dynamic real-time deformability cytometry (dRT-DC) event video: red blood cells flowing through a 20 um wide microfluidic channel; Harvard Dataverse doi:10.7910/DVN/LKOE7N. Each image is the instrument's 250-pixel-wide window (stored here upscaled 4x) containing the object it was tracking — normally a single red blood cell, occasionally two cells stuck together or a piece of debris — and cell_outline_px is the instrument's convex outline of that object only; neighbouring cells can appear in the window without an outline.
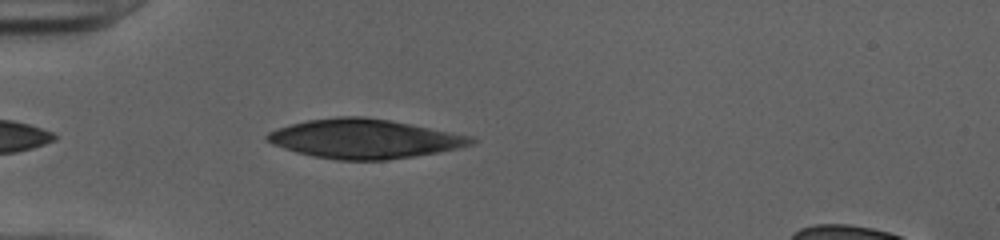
{"species": "human", "species_latin": "Homo sapiens", "temperature_condition": "cold", "stored_images_in_passage": 36, "camera_frame_rate_fps": 3000, "um_per_image_px": 0.085, "donor": {"sex": "female"}, "frame": {"image": 1, "passage_image": 3, "time_ms": 0.667, "image_size_px": [1000, 240], "cell_outline_px": [[476, 140], [472, 144], [456, 148], [436, 152], [388, 160], [336, 160], [312, 156], [296, 152], [272, 144], [264, 136], [268, 132], [276, 128], [308, 120], [336, 116], [364, 116], [388, 120], [472, 136]], "centroid_in_image_um": [30.91, 11.79], "position_along_channel_um": 54.1, "area_um2": 46.3}}
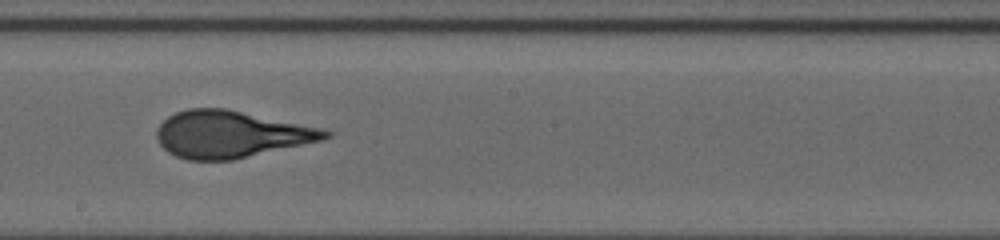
{"frame": {"image": 2, "passage_image": 17, "time_ms": 5.333, "image_size_px": [1000, 240], "cell_outline_px": [[336, 132], [332, 136], [324, 140], [232, 160], [188, 160], [176, 156], [168, 152], [160, 144], [156, 136], [156, 128], [168, 116], [176, 112], [188, 108], [224, 108], [324, 128]], "centroid_in_image_um": [19.66, 11.41], "position_along_channel_um": 228.5, "area_um2": 46.3}}
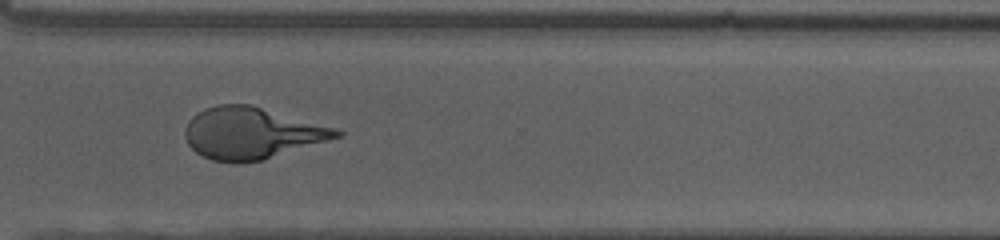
{"frame": {"image": 3, "passage_image": 26, "time_ms": 8.333, "image_size_px": [1000, 240], "cell_outline_px": [[344, 132], [340, 136], [328, 140], [264, 160], [240, 164], [236, 164], [212, 160], [196, 152], [188, 144], [184, 136], [184, 128], [188, 120], [192, 116], [204, 108], [220, 104], [252, 104], [332, 128]], "centroid_in_image_um": [21.31, 11.33], "position_along_channel_um": 349.3, "area_um2": 45.43}, "authors_computed_cell_mechanics": {"area_um2": 46.24, "velocity_mm_per_s": 4.021, "shape_relaxation_time_tau1_ms": 4.7663, "shape_relaxation_time_tau2_ms": 0.7067, "deformation_change_tau1": 0.2294, "deformation_change_tau2": 0.0757}}